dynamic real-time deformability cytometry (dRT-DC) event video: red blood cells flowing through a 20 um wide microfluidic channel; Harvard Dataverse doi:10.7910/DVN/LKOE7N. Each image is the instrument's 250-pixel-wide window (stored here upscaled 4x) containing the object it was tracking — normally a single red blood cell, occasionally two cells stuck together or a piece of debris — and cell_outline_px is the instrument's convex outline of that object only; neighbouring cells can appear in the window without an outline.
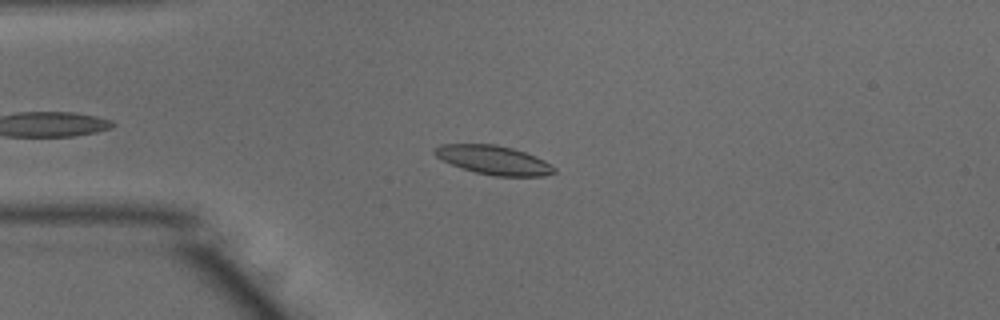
{"species": "common noctule bat (a hibernating species)", "species_latin": "Nyctalus noctula", "temperature_condition": "warm", "stored_images_in_passage": 49, "camera_frame_rate_fps": 3000, "um_per_image_px": 0.085, "animal": {"sex": "male", "body_mass_g": 15.6}, "frame": {"image": 1, "passage_image": 10, "time_ms": 3.0, "image_size_px": [1000, 320], "cell_outline_px": [[556, 172], [544, 176], [496, 176], [476, 172], [452, 164], [436, 156], [432, 152], [432, 148], [440, 144], [496, 144], [512, 148], [536, 156], [552, 164], [556, 168]], "centroid_in_image_um": [41.98, 13.59], "position_along_channel_um": 43.0, "area_um2": 20.11}}
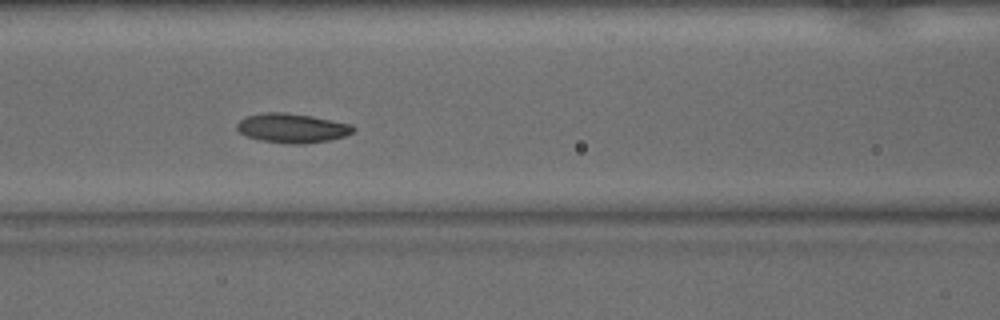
{"frame": {"image": 2, "passage_image": 19, "time_ms": 6.0, "image_size_px": [1000, 320], "cell_outline_px": [[356, 128], [352, 132], [344, 136], [332, 140], [304, 144], [288, 144], [260, 140], [248, 136], [240, 132], [236, 128], [236, 124], [244, 116], [264, 112], [284, 112], [312, 116], [352, 124]], "centroid_in_image_um": [24.83, 10.88], "position_along_channel_um": 141.8, "area_um2": 20.06}}
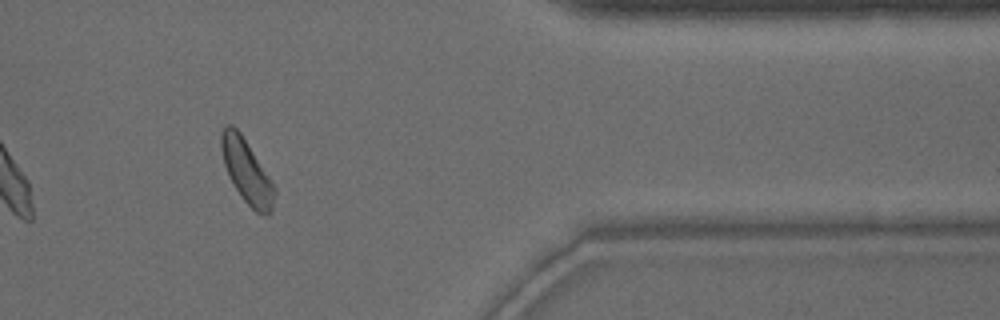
{"frame": {"image": 3, "passage_image": 40, "time_ms": 13.0, "image_size_px": [1000, 320], "cell_outline_px": [[276, 192], [272, 208], [268, 216], [256, 212], [240, 196], [224, 164], [220, 148], [220, 132], [224, 124], [232, 124], [240, 132], [276, 188]], "centroid_in_image_um": [20.95, 14.54], "position_along_channel_um": 390.4, "area_um2": 19.48}, "authors_computed_cell_mechanics": {"area_um2": 19.4208, "velocity_mm_per_s": 3.9041, "shape_relaxation_time_tau1_ms": 5.0164, "shape_relaxation_time_tau2_ms": null, "deformation_change_tau1": 0.1238, "deformation_change_tau2": null}}